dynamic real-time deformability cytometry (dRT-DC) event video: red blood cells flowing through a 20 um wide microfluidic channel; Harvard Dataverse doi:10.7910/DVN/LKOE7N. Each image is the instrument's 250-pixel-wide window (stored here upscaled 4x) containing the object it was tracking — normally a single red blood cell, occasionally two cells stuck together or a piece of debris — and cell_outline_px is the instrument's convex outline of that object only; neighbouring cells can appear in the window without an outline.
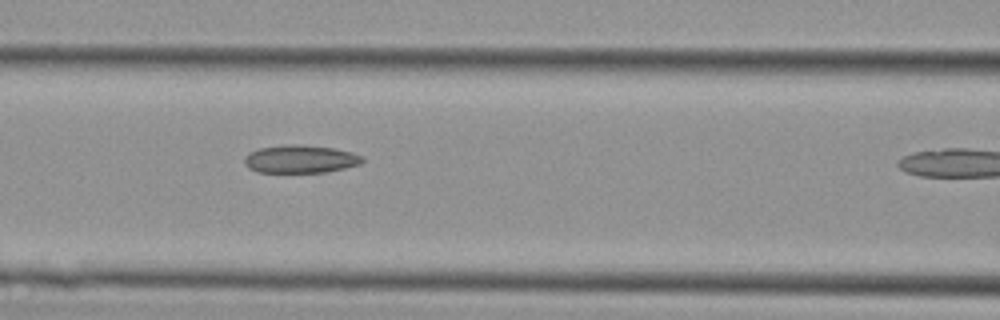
{"species": "Egyptian fruit bat (a non-hibernating species)", "species_latin": "Rousettus aegyptiacus", "temperature_condition": "cold", "stored_images_in_passage": 13, "camera_frame_rate_fps": 3000, "um_per_image_px": 0.085, "animal": {"sex": "female"}, "frame": {"image": 1, "passage_image": 12, "time_ms": 3.667, "image_size_px": [1000, 320], "cell_outline_px": [[364, 160], [360, 164], [344, 168], [324, 172], [256, 172], [248, 168], [244, 164], [244, 156], [248, 152], [260, 148], [288, 144], [296, 144], [336, 148], [352, 152], [364, 156]], "centroid_in_image_um": [25.52, 13.51], "position_along_channel_um": 141.1, "area_um2": 19.36}}